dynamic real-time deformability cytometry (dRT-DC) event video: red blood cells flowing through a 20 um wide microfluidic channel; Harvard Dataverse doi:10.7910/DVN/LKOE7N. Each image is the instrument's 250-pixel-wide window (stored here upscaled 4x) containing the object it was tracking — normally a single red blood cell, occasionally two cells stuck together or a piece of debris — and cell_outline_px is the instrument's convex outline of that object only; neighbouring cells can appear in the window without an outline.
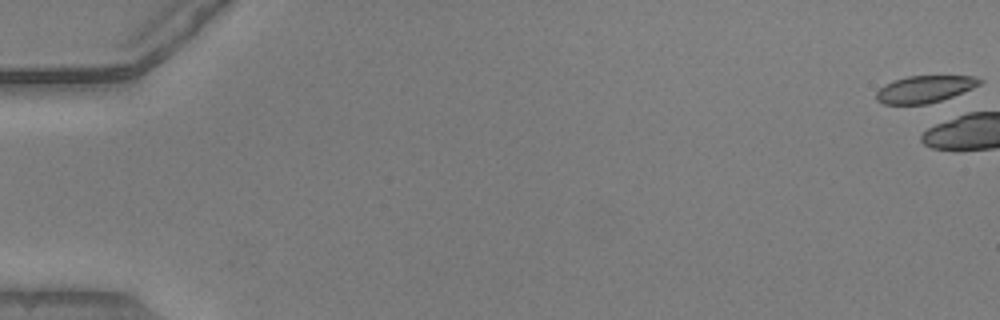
{"species": "common noctule bat (a hibernating species)", "species_latin": "Nyctalus noctula", "temperature_condition": "warm", "stored_images_in_passage": 5, "camera_frame_rate_fps": 3000, "um_per_image_px": 0.085, "animal": {"sex": "male", "body_mass_g": 20.5, "forearm_length_mm": 52.5}, "frame": {"image": 1, "passage_image": 1, "time_ms": 0.0, "image_size_px": [1000, 320], "cell_outline_px": [[984, 80], [980, 84], [972, 88], [952, 96], [928, 104], [884, 104], [876, 100], [876, 92], [884, 84], [908, 76], [976, 76]], "centroid_in_image_um": [78.59, 7.57], "position_along_channel_um": 6.4, "area_um2": 16.13}}